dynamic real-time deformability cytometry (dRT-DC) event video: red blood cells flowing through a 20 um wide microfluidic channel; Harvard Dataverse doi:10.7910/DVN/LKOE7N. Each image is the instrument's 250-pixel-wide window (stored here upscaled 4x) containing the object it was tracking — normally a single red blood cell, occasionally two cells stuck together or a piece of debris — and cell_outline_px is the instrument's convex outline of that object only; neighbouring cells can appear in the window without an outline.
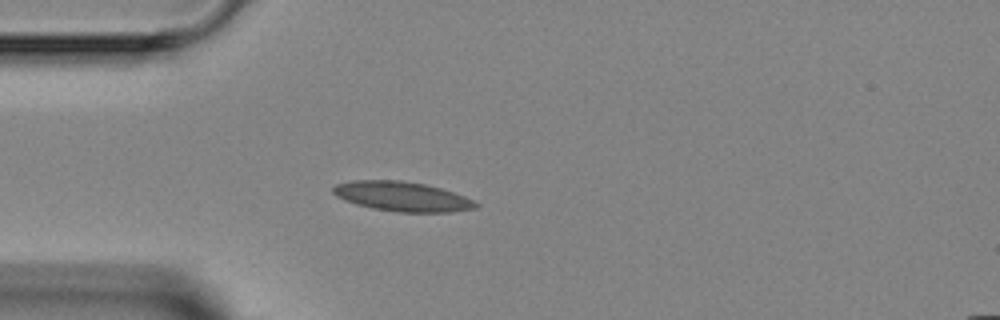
{"species": "Egyptian fruit bat (a non-hibernating species)", "species_latin": "Rousettus aegyptiacus", "temperature_condition": "room temperature", "stored_images_in_passage": 3, "camera_frame_rate_fps": 3000, "um_per_image_px": 0.085, "animal": {"sex": "female"}, "frame": {"image": 1, "passage_image": 3, "time_ms": 3.667, "image_size_px": [1000, 320], "cell_outline_px": [[480, 204], [476, 208], [452, 212], [396, 212], [372, 208], [356, 204], [344, 200], [336, 196], [332, 192], [332, 188], [336, 184], [352, 180], [400, 180], [424, 184], [440, 188], [464, 196]], "centroid_in_image_um": [34.16, 16.7], "position_along_channel_um": 50.8, "area_um2": 24.62}}